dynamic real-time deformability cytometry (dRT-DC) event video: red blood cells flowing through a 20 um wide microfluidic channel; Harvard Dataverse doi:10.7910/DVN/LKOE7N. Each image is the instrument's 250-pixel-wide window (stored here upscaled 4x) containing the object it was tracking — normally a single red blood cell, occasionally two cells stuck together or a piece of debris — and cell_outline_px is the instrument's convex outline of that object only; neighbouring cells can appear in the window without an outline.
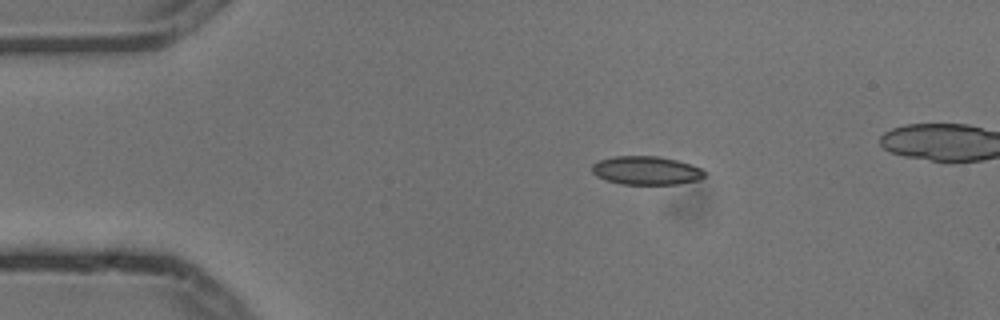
{"species": "common noctule bat (a hibernating species)", "species_latin": "Nyctalus noctula", "temperature_condition": "cold", "stored_images_in_passage": 4, "camera_frame_rate_fps": 3000, "um_per_image_px": 0.085, "animal": {"sex": "male", "body_mass_g": 13.3}, "frame": {"image": 1, "passage_image": 1, "time_ms": 0.0, "image_size_px": [1000, 320], "cell_outline_px": [[704, 176], [700, 180], [676, 184], [620, 184], [604, 180], [596, 176], [592, 172], [592, 164], [600, 160], [616, 156], [656, 156], [676, 160], [692, 164], [700, 168], [704, 172]], "centroid_in_image_um": [54.91, 14.5], "position_along_channel_um": 30.1, "area_um2": 18.73}}
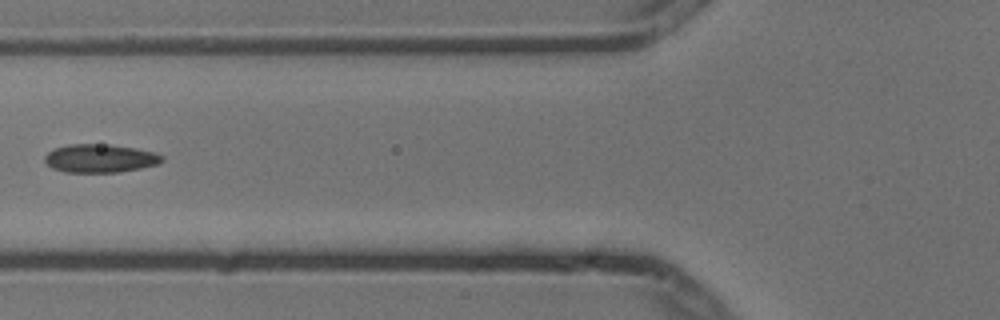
{"frame": {"image": 2, "passage_image": 4, "time_ms": 1.0, "image_size_px": [1000, 320], "cell_outline_px": [[164, 160], [160, 164], [120, 172], [64, 172], [52, 168], [44, 160], [44, 156], [48, 152], [56, 148], [68, 144], [108, 144], [136, 148], [156, 152], [164, 156]], "centroid_in_image_um": [8.54, 13.46], "position_along_channel_um": 117.3, "area_um2": 19.54}}